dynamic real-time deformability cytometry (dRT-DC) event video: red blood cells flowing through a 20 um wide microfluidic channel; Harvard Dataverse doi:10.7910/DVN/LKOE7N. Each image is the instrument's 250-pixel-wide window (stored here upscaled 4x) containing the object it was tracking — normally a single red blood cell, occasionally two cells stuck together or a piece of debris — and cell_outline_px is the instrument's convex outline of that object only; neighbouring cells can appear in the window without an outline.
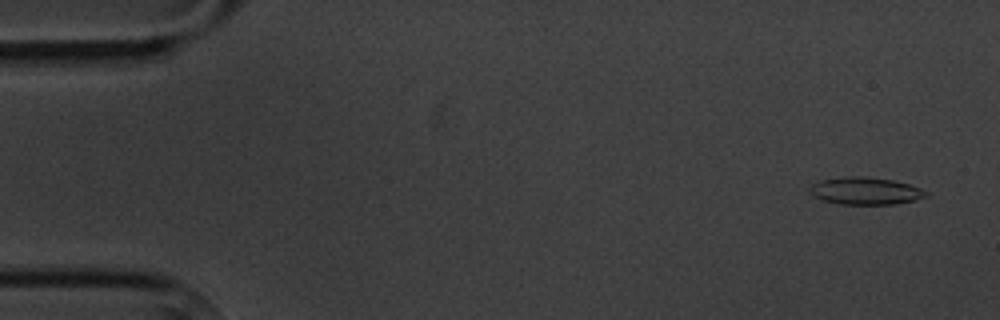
{"species": "common noctule bat (a hibernating species)", "species_latin": "Nyctalus noctula", "temperature_condition": "cold", "stored_images_in_passage": 5, "camera_frame_rate_fps": 3000, "um_per_image_px": 0.085, "animal": {"sex": "male", "body_mass_g": 20.1, "forearm_length_mm": 53.5}, "frame": {"image": 1, "passage_image": 1, "time_ms": 0.0, "image_size_px": [1000, 320], "cell_outline_px": [[932, 196], [892, 204], [840, 204], [824, 200], [812, 196], [812, 184], [820, 180], [848, 176], [864, 176], [892, 180], [908, 184], [920, 188], [928, 192]], "centroid_in_image_um": [73.6, 16.22], "position_along_channel_um": 11.4, "area_um2": 18.32}}